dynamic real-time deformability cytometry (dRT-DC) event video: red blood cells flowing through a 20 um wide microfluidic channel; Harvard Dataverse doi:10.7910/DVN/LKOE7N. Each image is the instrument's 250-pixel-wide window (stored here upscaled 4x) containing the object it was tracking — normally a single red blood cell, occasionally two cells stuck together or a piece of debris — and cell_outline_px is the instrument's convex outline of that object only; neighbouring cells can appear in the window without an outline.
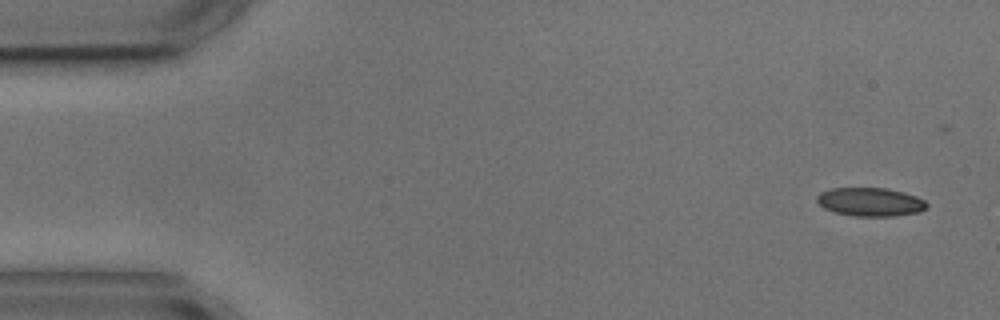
{"species": "common noctule bat (a hibernating species)", "species_latin": "Nyctalus noctula", "temperature_condition": "cold", "stored_images_in_passage": 2, "camera_frame_rate_fps": 3000, "um_per_image_px": 0.085, "animal": {"sex": "male", "body_mass_g": 17.9, "forearm_length_mm": 54.2}, "frame": {"image": 1, "passage_image": 2, "time_ms": 1.333, "image_size_px": [1000, 320], "cell_outline_px": [[928, 208], [920, 212], [892, 216], [856, 216], [836, 212], [824, 208], [816, 200], [816, 196], [820, 192], [832, 188], [888, 188], [904, 192], [916, 196], [924, 200], [928, 204]], "centroid_in_image_um": [74.0, 17.16], "position_along_channel_um": 11.0, "area_um2": 18.32}}